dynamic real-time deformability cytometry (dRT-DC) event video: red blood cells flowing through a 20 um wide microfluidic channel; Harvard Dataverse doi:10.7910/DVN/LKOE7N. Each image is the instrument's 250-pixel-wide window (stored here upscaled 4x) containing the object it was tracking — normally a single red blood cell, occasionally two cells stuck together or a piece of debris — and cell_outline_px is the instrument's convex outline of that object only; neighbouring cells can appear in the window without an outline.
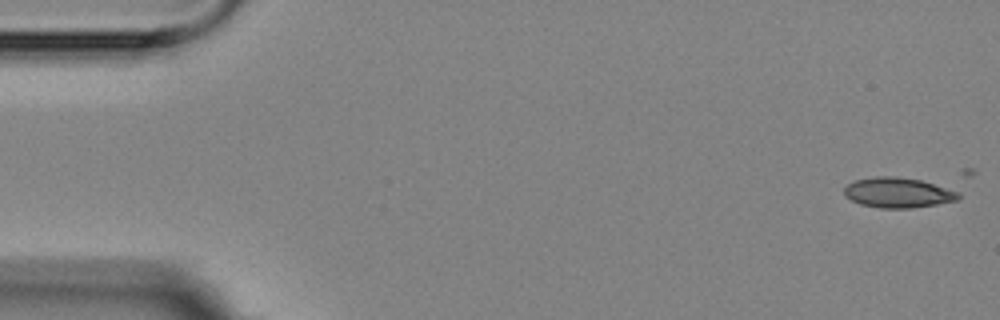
{"species": "Egyptian fruit bat (a non-hibernating species)", "species_latin": "Rousettus aegyptiacus", "temperature_condition": "room temperature", "stored_images_in_passage": 6, "camera_frame_rate_fps": 3000, "um_per_image_px": 0.085, "animal": {"sex": "female"}, "frame": {"image": 1, "passage_image": 1, "time_ms": 0.0, "image_size_px": [1000, 320], "cell_outline_px": [[960, 196], [956, 200], [936, 204], [912, 208], [880, 208], [860, 204], [844, 196], [844, 188], [848, 184], [856, 180], [876, 176], [896, 176], [920, 180], [960, 188]], "centroid_in_image_um": [76.42, 16.36], "position_along_channel_um": 8.6, "area_um2": 20.52}}